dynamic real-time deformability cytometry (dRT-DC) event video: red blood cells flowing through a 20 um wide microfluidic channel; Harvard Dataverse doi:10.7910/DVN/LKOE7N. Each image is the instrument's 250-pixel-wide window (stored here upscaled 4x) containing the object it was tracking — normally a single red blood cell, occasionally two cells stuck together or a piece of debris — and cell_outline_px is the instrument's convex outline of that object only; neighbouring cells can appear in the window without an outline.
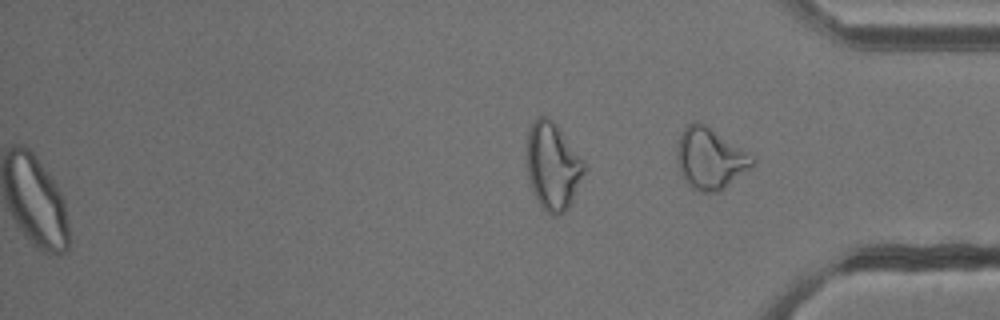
{"species": "common noctule bat (a hibernating species)", "species_latin": "Nyctalus noctula", "temperature_condition": "cold", "stored_images_in_passage": 48, "segment_of_instrument_passage": [2, 2], "camera_frame_rate_fps": 3000, "um_per_image_px": 0.085, "animal": {"sex": "male", "body_mass_g": 13.3}, "frame": {"image": 1, "passage_image": 48, "time_ms": 15.667, "image_size_px": [1000, 320], "cell_outline_px": [[756, 164], [720, 192], [700, 192], [692, 188], [684, 176], [680, 168], [676, 156], [676, 152], [680, 136], [684, 128], [688, 124], [700, 120], [752, 156], [756, 160]], "centroid_in_image_um": [60.38, 13.48], "position_along_channel_um": 374.8, "area_um2": 26.59}}